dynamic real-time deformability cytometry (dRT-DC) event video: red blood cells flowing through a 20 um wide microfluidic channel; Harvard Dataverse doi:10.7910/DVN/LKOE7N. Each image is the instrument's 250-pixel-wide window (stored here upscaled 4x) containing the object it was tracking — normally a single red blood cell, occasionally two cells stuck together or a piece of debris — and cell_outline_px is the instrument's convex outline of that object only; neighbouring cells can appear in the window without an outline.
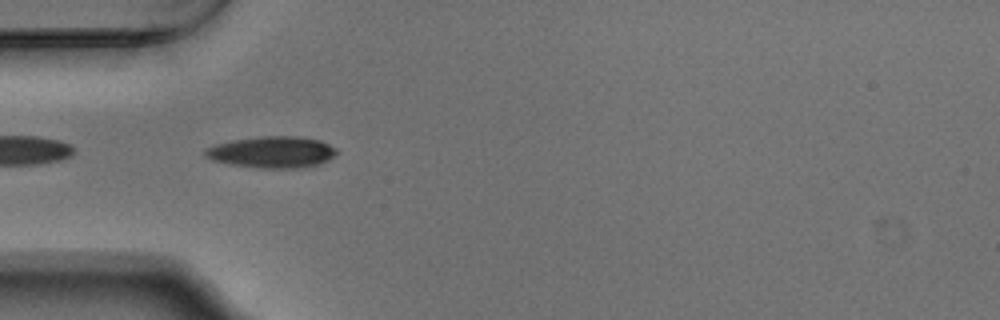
{"species": "Egyptian fruit bat (a non-hibernating species)", "species_latin": "Rousettus aegyptiacus", "temperature_condition": "warm", "stored_images_in_passage": 25, "camera_frame_rate_fps": 3000, "um_per_image_px": 0.085, "animal": {"sex": "male"}, "frame": {"image": 1, "passage_image": 2, "time_ms": 0.333, "image_size_px": [1000, 320], "cell_outline_px": [[340, 152], [328, 160], [320, 164], [300, 168], [264, 168], [232, 164], [212, 160], [204, 156], [204, 148], [216, 144], [232, 140], [264, 136], [300, 136], [320, 140], [336, 148]], "centroid_in_image_um": [23.15, 12.92], "position_along_channel_um": 61.8, "area_um2": 24.22}}
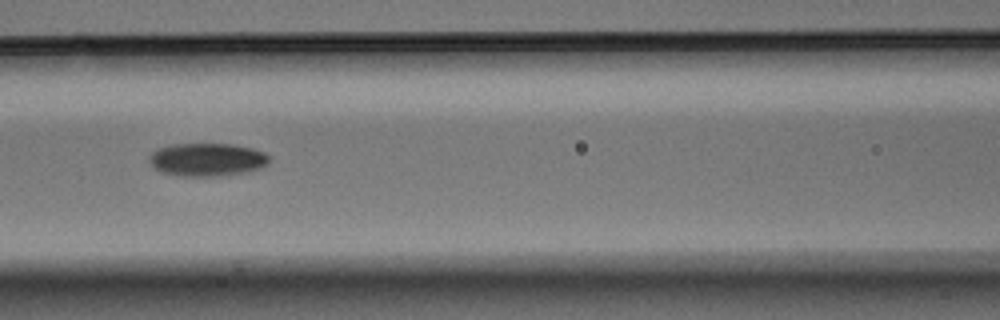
{"frame": {"image": 2, "passage_image": 9, "time_ms": 2.667, "image_size_px": [1000, 320], "cell_outline_px": [[272, 160], [268, 164], [244, 172], [216, 176], [176, 176], [164, 172], [156, 168], [152, 164], [152, 152], [160, 148], [172, 144], [232, 144], [252, 148], [264, 152], [272, 156]], "centroid_in_image_um": [17.68, 13.56], "position_along_channel_um": 148.9, "area_um2": 22.83}}
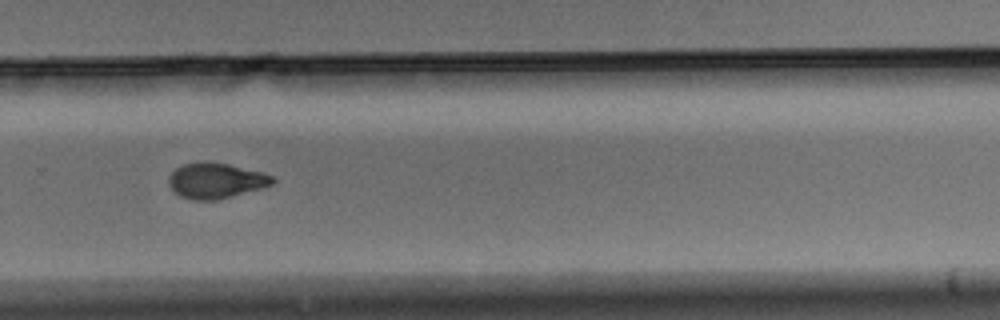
{"frame": {"image": 3, "passage_image": 22, "time_ms": 7.0, "image_size_px": [1000, 320], "cell_outline_px": [[276, 180], [272, 184], [260, 188], [232, 196], [216, 200], [192, 200], [180, 196], [168, 184], [168, 176], [176, 168], [184, 164], [200, 160], [204, 160], [228, 164], [264, 172], [272, 176]], "centroid_in_image_um": [18.33, 15.33], "position_along_channel_um": 311.5, "area_um2": 21.56}}